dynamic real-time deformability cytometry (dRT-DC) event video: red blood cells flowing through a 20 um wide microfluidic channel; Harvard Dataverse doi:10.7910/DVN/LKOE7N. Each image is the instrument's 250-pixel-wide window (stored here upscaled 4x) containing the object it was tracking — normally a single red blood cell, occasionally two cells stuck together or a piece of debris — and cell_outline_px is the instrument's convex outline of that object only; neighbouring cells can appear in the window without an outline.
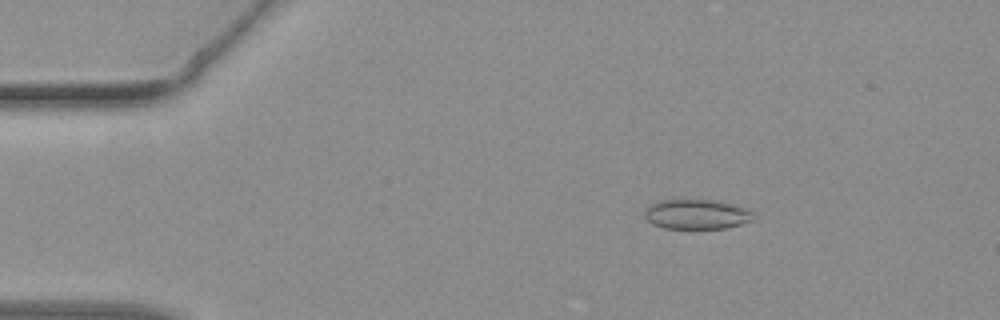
{"species": "common noctule bat (a hibernating species)", "species_latin": "Nyctalus noctula", "temperature_condition": "warm", "stored_images_in_passage": 45, "camera_frame_rate_fps": 3000, "um_per_image_px": 0.085, "animal": {"sex": "female", "body_mass_g": 19.3, "forearm_length_mm": 54.1}, "frame": {"image": 1, "passage_image": 8, "time_ms": 2.333, "image_size_px": [1000, 320], "cell_outline_px": [[756, 216], [752, 220], [728, 228], [664, 228], [652, 224], [644, 216], [644, 212], [652, 204], [660, 200], [712, 200], [732, 204], [744, 208], [752, 212]], "centroid_in_image_um": [59.22, 18.22], "position_along_channel_um": 25.8, "area_um2": 18.67}}
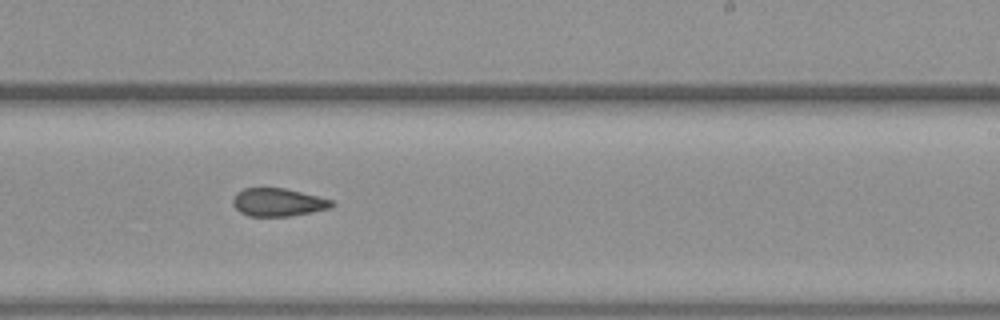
{"frame": {"image": 2, "passage_image": 28, "time_ms": 9.0, "image_size_px": [1000, 320], "cell_outline_px": [[336, 204], [328, 208], [312, 212], [288, 216], [248, 216], [240, 212], [232, 204], [232, 200], [236, 192], [244, 188], [284, 188], [332, 200]], "centroid_in_image_um": [23.59, 17.19], "position_along_channel_um": 265.4, "area_um2": 16.01}}
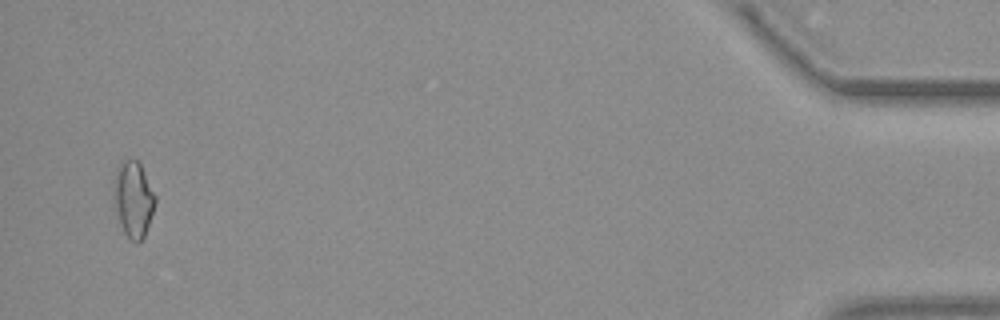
{"frame": {"image": 3, "passage_image": 44, "time_ms": 14.333, "image_size_px": [1000, 320], "cell_outline_px": [[156, 200], [144, 236], [136, 244], [124, 232], [112, 204], [112, 188], [116, 168], [120, 160], [136, 160], [140, 164], [156, 196]], "centroid_in_image_um": [11.28, 16.9], "position_along_channel_um": 423.9, "area_um2": 18.44}}